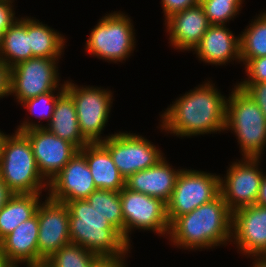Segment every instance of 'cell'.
<instances>
[{"mask_svg":"<svg viewBox=\"0 0 266 267\" xmlns=\"http://www.w3.org/2000/svg\"><path fill=\"white\" fill-rule=\"evenodd\" d=\"M210 82L198 85L172 102L160 115L161 130L177 137L224 131L227 98Z\"/></svg>","mask_w":266,"mask_h":267,"instance_id":"cell-1","label":"cell"},{"mask_svg":"<svg viewBox=\"0 0 266 267\" xmlns=\"http://www.w3.org/2000/svg\"><path fill=\"white\" fill-rule=\"evenodd\" d=\"M173 246L185 250L211 249L232 239V212L221 194L190 213L177 217L169 229Z\"/></svg>","mask_w":266,"mask_h":267,"instance_id":"cell-2","label":"cell"},{"mask_svg":"<svg viewBox=\"0 0 266 267\" xmlns=\"http://www.w3.org/2000/svg\"><path fill=\"white\" fill-rule=\"evenodd\" d=\"M65 204L69 209L71 243L78 244L99 257L128 255L130 244L86 199L72 200Z\"/></svg>","mask_w":266,"mask_h":267,"instance_id":"cell-3","label":"cell"},{"mask_svg":"<svg viewBox=\"0 0 266 267\" xmlns=\"http://www.w3.org/2000/svg\"><path fill=\"white\" fill-rule=\"evenodd\" d=\"M233 131L243 157L262 158L266 147V118L257 103L237 85L226 103L225 131Z\"/></svg>","mask_w":266,"mask_h":267,"instance_id":"cell-4","label":"cell"},{"mask_svg":"<svg viewBox=\"0 0 266 267\" xmlns=\"http://www.w3.org/2000/svg\"><path fill=\"white\" fill-rule=\"evenodd\" d=\"M0 177L14 194L48 191V183L40 174L31 142L23 132L15 131L7 138L0 157Z\"/></svg>","mask_w":266,"mask_h":267,"instance_id":"cell-5","label":"cell"},{"mask_svg":"<svg viewBox=\"0 0 266 267\" xmlns=\"http://www.w3.org/2000/svg\"><path fill=\"white\" fill-rule=\"evenodd\" d=\"M132 20L125 13L113 12L99 19L91 30L86 48L90 55L107 62H122L135 49V29Z\"/></svg>","mask_w":266,"mask_h":267,"instance_id":"cell-6","label":"cell"},{"mask_svg":"<svg viewBox=\"0 0 266 267\" xmlns=\"http://www.w3.org/2000/svg\"><path fill=\"white\" fill-rule=\"evenodd\" d=\"M65 92L73 99L78 124L83 138L88 143H102L109 136L102 137L112 107L113 93L108 89L92 86H78L65 82Z\"/></svg>","mask_w":266,"mask_h":267,"instance_id":"cell-7","label":"cell"},{"mask_svg":"<svg viewBox=\"0 0 266 267\" xmlns=\"http://www.w3.org/2000/svg\"><path fill=\"white\" fill-rule=\"evenodd\" d=\"M220 194V175L181 169L175 188L166 203L169 224L177 217L192 212L204 203L210 202Z\"/></svg>","mask_w":266,"mask_h":267,"instance_id":"cell-8","label":"cell"},{"mask_svg":"<svg viewBox=\"0 0 266 267\" xmlns=\"http://www.w3.org/2000/svg\"><path fill=\"white\" fill-rule=\"evenodd\" d=\"M57 61L33 57L10 68V95L21 104L29 98L65 88V81L59 84Z\"/></svg>","mask_w":266,"mask_h":267,"instance_id":"cell-9","label":"cell"},{"mask_svg":"<svg viewBox=\"0 0 266 267\" xmlns=\"http://www.w3.org/2000/svg\"><path fill=\"white\" fill-rule=\"evenodd\" d=\"M120 200L124 217V239L130 245L129 233L134 229L151 230L159 236H168L170 224L165 202L126 187L120 191Z\"/></svg>","mask_w":266,"mask_h":267,"instance_id":"cell-10","label":"cell"},{"mask_svg":"<svg viewBox=\"0 0 266 267\" xmlns=\"http://www.w3.org/2000/svg\"><path fill=\"white\" fill-rule=\"evenodd\" d=\"M124 179L135 172L148 169L163 158L158 147L138 134L117 132L101 143Z\"/></svg>","mask_w":266,"mask_h":267,"instance_id":"cell-11","label":"cell"},{"mask_svg":"<svg viewBox=\"0 0 266 267\" xmlns=\"http://www.w3.org/2000/svg\"><path fill=\"white\" fill-rule=\"evenodd\" d=\"M260 161L261 158L243 157L241 161L231 164L224 179L220 177V194L232 213L256 204L264 176L259 167Z\"/></svg>","mask_w":266,"mask_h":267,"instance_id":"cell-12","label":"cell"},{"mask_svg":"<svg viewBox=\"0 0 266 267\" xmlns=\"http://www.w3.org/2000/svg\"><path fill=\"white\" fill-rule=\"evenodd\" d=\"M39 222L38 263L45 262L63 246L71 243L69 209L65 203L46 196L37 209Z\"/></svg>","mask_w":266,"mask_h":267,"instance_id":"cell-13","label":"cell"},{"mask_svg":"<svg viewBox=\"0 0 266 267\" xmlns=\"http://www.w3.org/2000/svg\"><path fill=\"white\" fill-rule=\"evenodd\" d=\"M23 133L31 142L38 169L47 183L79 151L74 144L57 137L45 127L31 128Z\"/></svg>","mask_w":266,"mask_h":267,"instance_id":"cell-14","label":"cell"},{"mask_svg":"<svg viewBox=\"0 0 266 267\" xmlns=\"http://www.w3.org/2000/svg\"><path fill=\"white\" fill-rule=\"evenodd\" d=\"M239 253L262 256L266 251V207L250 205L232 213V239Z\"/></svg>","mask_w":266,"mask_h":267,"instance_id":"cell-15","label":"cell"},{"mask_svg":"<svg viewBox=\"0 0 266 267\" xmlns=\"http://www.w3.org/2000/svg\"><path fill=\"white\" fill-rule=\"evenodd\" d=\"M48 188V197L57 202L87 199L97 188L86 157L78 151L48 183Z\"/></svg>","mask_w":266,"mask_h":267,"instance_id":"cell-16","label":"cell"},{"mask_svg":"<svg viewBox=\"0 0 266 267\" xmlns=\"http://www.w3.org/2000/svg\"><path fill=\"white\" fill-rule=\"evenodd\" d=\"M164 22L170 45L180 51H193L210 27L200 3L173 14Z\"/></svg>","mask_w":266,"mask_h":267,"instance_id":"cell-17","label":"cell"},{"mask_svg":"<svg viewBox=\"0 0 266 267\" xmlns=\"http://www.w3.org/2000/svg\"><path fill=\"white\" fill-rule=\"evenodd\" d=\"M163 157L148 169L135 172L125 179V187L167 203L175 188V182L181 169H174Z\"/></svg>","mask_w":266,"mask_h":267,"instance_id":"cell-18","label":"cell"},{"mask_svg":"<svg viewBox=\"0 0 266 267\" xmlns=\"http://www.w3.org/2000/svg\"><path fill=\"white\" fill-rule=\"evenodd\" d=\"M199 60L212 65H226L228 62H241L240 36L226 28V25H210L201 41L194 48Z\"/></svg>","mask_w":266,"mask_h":267,"instance_id":"cell-19","label":"cell"},{"mask_svg":"<svg viewBox=\"0 0 266 267\" xmlns=\"http://www.w3.org/2000/svg\"><path fill=\"white\" fill-rule=\"evenodd\" d=\"M16 131L24 132L35 127H45L57 137L69 141L81 150L88 142L83 138L78 124L76 107L73 99L64 92L56 101L51 121L46 125L27 121L20 123Z\"/></svg>","mask_w":266,"mask_h":267,"instance_id":"cell-20","label":"cell"},{"mask_svg":"<svg viewBox=\"0 0 266 267\" xmlns=\"http://www.w3.org/2000/svg\"><path fill=\"white\" fill-rule=\"evenodd\" d=\"M39 222L37 212L0 241V249L14 265L38 263Z\"/></svg>","mask_w":266,"mask_h":267,"instance_id":"cell-21","label":"cell"},{"mask_svg":"<svg viewBox=\"0 0 266 267\" xmlns=\"http://www.w3.org/2000/svg\"><path fill=\"white\" fill-rule=\"evenodd\" d=\"M85 157L97 189L121 191L125 179L101 143H88L79 150Z\"/></svg>","mask_w":266,"mask_h":267,"instance_id":"cell-22","label":"cell"},{"mask_svg":"<svg viewBox=\"0 0 266 267\" xmlns=\"http://www.w3.org/2000/svg\"><path fill=\"white\" fill-rule=\"evenodd\" d=\"M33 58L28 37V17L15 21L4 33L0 59L10 68Z\"/></svg>","mask_w":266,"mask_h":267,"instance_id":"cell-23","label":"cell"},{"mask_svg":"<svg viewBox=\"0 0 266 267\" xmlns=\"http://www.w3.org/2000/svg\"><path fill=\"white\" fill-rule=\"evenodd\" d=\"M41 194H14L7 201L0 210V241L36 214Z\"/></svg>","mask_w":266,"mask_h":267,"instance_id":"cell-24","label":"cell"},{"mask_svg":"<svg viewBox=\"0 0 266 267\" xmlns=\"http://www.w3.org/2000/svg\"><path fill=\"white\" fill-rule=\"evenodd\" d=\"M28 37L33 57L61 58L66 39L54 28L28 17Z\"/></svg>","mask_w":266,"mask_h":267,"instance_id":"cell-25","label":"cell"},{"mask_svg":"<svg viewBox=\"0 0 266 267\" xmlns=\"http://www.w3.org/2000/svg\"><path fill=\"white\" fill-rule=\"evenodd\" d=\"M266 56V11L260 13L240 34V58L248 59Z\"/></svg>","mask_w":266,"mask_h":267,"instance_id":"cell-26","label":"cell"},{"mask_svg":"<svg viewBox=\"0 0 266 267\" xmlns=\"http://www.w3.org/2000/svg\"><path fill=\"white\" fill-rule=\"evenodd\" d=\"M86 200L93 209L105 217L124 238V217L120 191L96 189Z\"/></svg>","mask_w":266,"mask_h":267,"instance_id":"cell-27","label":"cell"},{"mask_svg":"<svg viewBox=\"0 0 266 267\" xmlns=\"http://www.w3.org/2000/svg\"><path fill=\"white\" fill-rule=\"evenodd\" d=\"M99 256L86 248L69 243L46 260L50 267H91Z\"/></svg>","mask_w":266,"mask_h":267,"instance_id":"cell-28","label":"cell"},{"mask_svg":"<svg viewBox=\"0 0 266 267\" xmlns=\"http://www.w3.org/2000/svg\"><path fill=\"white\" fill-rule=\"evenodd\" d=\"M210 25H225L235 18L243 1L200 0Z\"/></svg>","mask_w":266,"mask_h":267,"instance_id":"cell-29","label":"cell"},{"mask_svg":"<svg viewBox=\"0 0 266 267\" xmlns=\"http://www.w3.org/2000/svg\"><path fill=\"white\" fill-rule=\"evenodd\" d=\"M55 91L57 90L29 98L22 102L21 105L24 106L32 116L34 115L35 118H38V120L46 119V124H48L52 119L57 99L65 92L64 88H58L57 94H54L56 93Z\"/></svg>","mask_w":266,"mask_h":267,"instance_id":"cell-30","label":"cell"},{"mask_svg":"<svg viewBox=\"0 0 266 267\" xmlns=\"http://www.w3.org/2000/svg\"><path fill=\"white\" fill-rule=\"evenodd\" d=\"M244 65L248 78L240 83L266 82V56L248 59Z\"/></svg>","mask_w":266,"mask_h":267,"instance_id":"cell-31","label":"cell"},{"mask_svg":"<svg viewBox=\"0 0 266 267\" xmlns=\"http://www.w3.org/2000/svg\"><path fill=\"white\" fill-rule=\"evenodd\" d=\"M236 85L257 103L266 118V82L236 83Z\"/></svg>","mask_w":266,"mask_h":267,"instance_id":"cell-32","label":"cell"},{"mask_svg":"<svg viewBox=\"0 0 266 267\" xmlns=\"http://www.w3.org/2000/svg\"><path fill=\"white\" fill-rule=\"evenodd\" d=\"M200 3V0H161L165 20L181 10Z\"/></svg>","mask_w":266,"mask_h":267,"instance_id":"cell-33","label":"cell"},{"mask_svg":"<svg viewBox=\"0 0 266 267\" xmlns=\"http://www.w3.org/2000/svg\"><path fill=\"white\" fill-rule=\"evenodd\" d=\"M14 0H0V30L5 32L19 18L15 17Z\"/></svg>","mask_w":266,"mask_h":267,"instance_id":"cell-34","label":"cell"},{"mask_svg":"<svg viewBox=\"0 0 266 267\" xmlns=\"http://www.w3.org/2000/svg\"><path fill=\"white\" fill-rule=\"evenodd\" d=\"M10 95V67L0 59V99Z\"/></svg>","mask_w":266,"mask_h":267,"instance_id":"cell-35","label":"cell"},{"mask_svg":"<svg viewBox=\"0 0 266 267\" xmlns=\"http://www.w3.org/2000/svg\"><path fill=\"white\" fill-rule=\"evenodd\" d=\"M125 257H127V255L119 257H99L91 267H126Z\"/></svg>","mask_w":266,"mask_h":267,"instance_id":"cell-36","label":"cell"},{"mask_svg":"<svg viewBox=\"0 0 266 267\" xmlns=\"http://www.w3.org/2000/svg\"><path fill=\"white\" fill-rule=\"evenodd\" d=\"M13 195L14 193L7 187L0 177V210Z\"/></svg>","mask_w":266,"mask_h":267,"instance_id":"cell-37","label":"cell"},{"mask_svg":"<svg viewBox=\"0 0 266 267\" xmlns=\"http://www.w3.org/2000/svg\"><path fill=\"white\" fill-rule=\"evenodd\" d=\"M256 205L266 207V175L265 173L260 183L259 194L256 200Z\"/></svg>","mask_w":266,"mask_h":267,"instance_id":"cell-38","label":"cell"},{"mask_svg":"<svg viewBox=\"0 0 266 267\" xmlns=\"http://www.w3.org/2000/svg\"><path fill=\"white\" fill-rule=\"evenodd\" d=\"M251 258L254 260L251 267H266V259L263 256H251Z\"/></svg>","mask_w":266,"mask_h":267,"instance_id":"cell-39","label":"cell"},{"mask_svg":"<svg viewBox=\"0 0 266 267\" xmlns=\"http://www.w3.org/2000/svg\"><path fill=\"white\" fill-rule=\"evenodd\" d=\"M0 267H14L0 249Z\"/></svg>","mask_w":266,"mask_h":267,"instance_id":"cell-40","label":"cell"},{"mask_svg":"<svg viewBox=\"0 0 266 267\" xmlns=\"http://www.w3.org/2000/svg\"><path fill=\"white\" fill-rule=\"evenodd\" d=\"M10 135L8 134H4L1 130H0V157L2 155V152H3V149H4V146H5V143H6V140L7 138L9 137Z\"/></svg>","mask_w":266,"mask_h":267,"instance_id":"cell-41","label":"cell"},{"mask_svg":"<svg viewBox=\"0 0 266 267\" xmlns=\"http://www.w3.org/2000/svg\"><path fill=\"white\" fill-rule=\"evenodd\" d=\"M26 267H50V266H49L48 263L45 261V262L37 263V264H27Z\"/></svg>","mask_w":266,"mask_h":267,"instance_id":"cell-42","label":"cell"},{"mask_svg":"<svg viewBox=\"0 0 266 267\" xmlns=\"http://www.w3.org/2000/svg\"><path fill=\"white\" fill-rule=\"evenodd\" d=\"M3 31L0 30V49H1V45H2V39H3Z\"/></svg>","mask_w":266,"mask_h":267,"instance_id":"cell-43","label":"cell"},{"mask_svg":"<svg viewBox=\"0 0 266 267\" xmlns=\"http://www.w3.org/2000/svg\"><path fill=\"white\" fill-rule=\"evenodd\" d=\"M222 1H243V0H222Z\"/></svg>","mask_w":266,"mask_h":267,"instance_id":"cell-44","label":"cell"},{"mask_svg":"<svg viewBox=\"0 0 266 267\" xmlns=\"http://www.w3.org/2000/svg\"><path fill=\"white\" fill-rule=\"evenodd\" d=\"M262 256L266 259V251L264 252V254Z\"/></svg>","mask_w":266,"mask_h":267,"instance_id":"cell-45","label":"cell"}]
</instances>
